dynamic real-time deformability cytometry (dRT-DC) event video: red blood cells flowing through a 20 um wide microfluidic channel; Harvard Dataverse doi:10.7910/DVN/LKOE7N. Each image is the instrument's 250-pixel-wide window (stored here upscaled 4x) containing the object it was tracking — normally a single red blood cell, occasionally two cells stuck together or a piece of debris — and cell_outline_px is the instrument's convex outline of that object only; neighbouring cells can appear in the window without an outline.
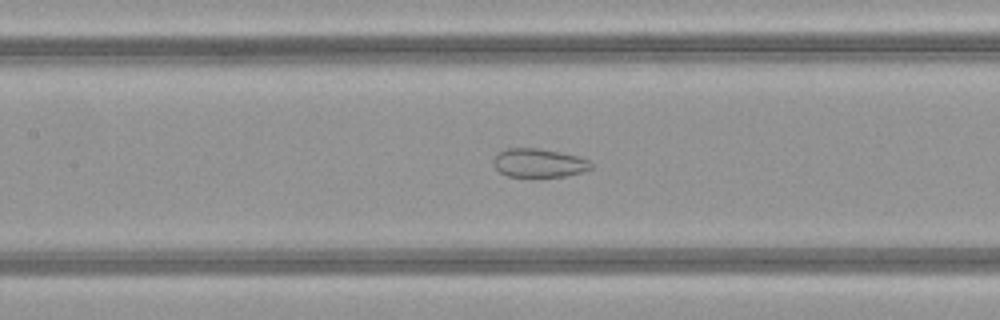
{"species": "common noctule bat (a hibernating species)", "species_latin": "Nyctalus noctula", "temperature_condition": "warm", "stored_images_in_passage": 49, "camera_frame_rate_fps": 3000, "um_per_image_px": 0.085, "animal": {"sex": "female", "body_mass_g": 21.9}, "frame": {"image": 1, "passage_image": 22, "time_ms": 7.0, "image_size_px": [1000, 320], "cell_outline_px": [[592, 168], [584, 172], [568, 176], [508, 176], [500, 172], [492, 164], [492, 160], [500, 152], [508, 148], [536, 148], [560, 152], [580, 156], [588, 160], [592, 164]], "centroid_in_image_um": [45.84, 13.85], "position_along_channel_um": 161.6, "area_um2": 16.3}}
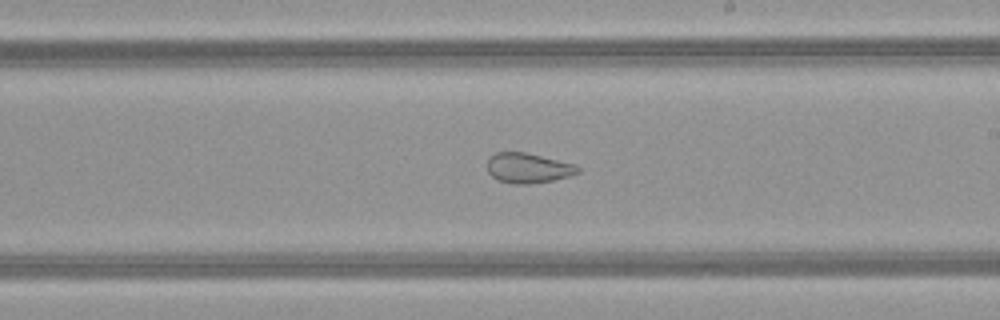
{"frame": {"image": 2, "passage_image": 28, "time_ms": 9.0, "image_size_px": [1000, 320], "cell_outline_px": [[580, 172], [568, 176], [552, 180], [528, 184], [512, 184], [496, 180], [488, 172], [488, 156], [496, 152], [524, 152], [576, 164], [580, 168]], "centroid_in_image_um": [44.86, 14.28], "position_along_channel_um": 244.1, "area_um2": 15.9}}
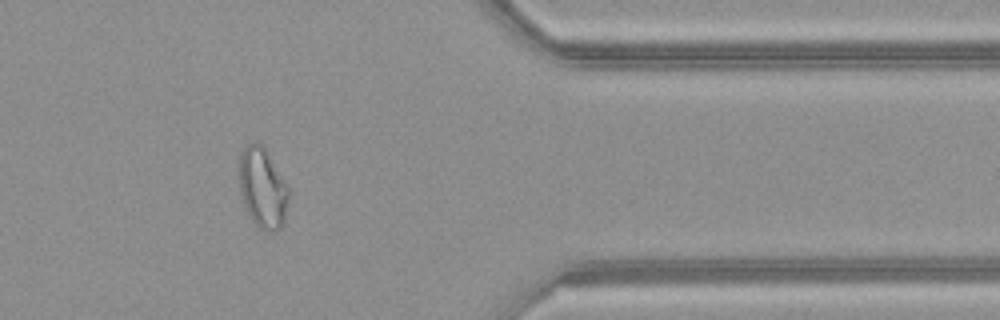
{"frame": {"image": 3, "passage_image": 40, "time_ms": 13.0, "image_size_px": [1000, 320], "cell_outline_px": [[288, 200], [284, 220], [280, 228], [276, 232], [264, 232], [252, 220], [244, 204], [240, 192], [240, 152], [244, 144], [256, 140], [260, 140], [268, 152], [288, 184]], "centroid_in_image_um": [22.33, 15.92], "position_along_channel_um": 389.1, "area_um2": 23.52}, "authors_computed_cell_mechanics": {"area_um2": 24.7384, "velocity_mm_per_s": 4.1404, "shape_relaxation_time_tau1_ms": null, "shape_relaxation_time_tau2_ms": 1.5408, "deformation_change_tau1": null, "deformation_change_tau2": 0.0763}}